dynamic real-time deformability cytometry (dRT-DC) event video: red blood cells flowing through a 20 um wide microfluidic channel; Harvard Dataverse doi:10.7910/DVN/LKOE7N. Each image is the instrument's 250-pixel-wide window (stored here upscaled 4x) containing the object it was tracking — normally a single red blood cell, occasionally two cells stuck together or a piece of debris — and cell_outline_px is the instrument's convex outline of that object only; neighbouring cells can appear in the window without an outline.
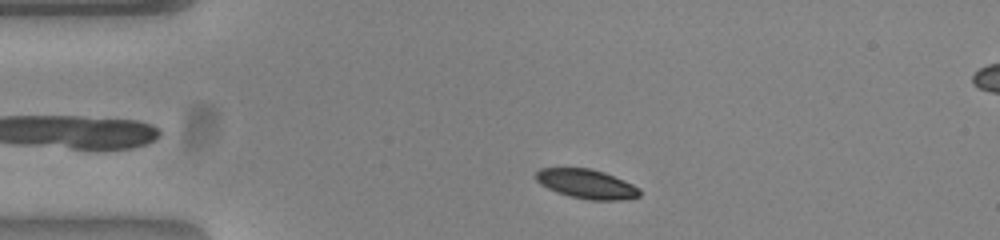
{"species": "common noctule bat (a hibernating species)", "species_latin": "Nyctalus noctula", "temperature_condition": "warm", "stored_images_in_passage": 47, "segment_of_instrument_passage": [1, 2], "camera_frame_rate_fps": 3000, "um_per_image_px": 0.085, "animal": {"sex": "female", "body_mass_g": 23.0, "forearm_length_mm": 53.4}, "frame": {"image": 1, "passage_image": 4, "time_ms": 1.0, "image_size_px": [1000, 240], "cell_outline_px": [[640, 196], [620, 200], [592, 200], [568, 196], [556, 192], [540, 184], [536, 180], [536, 172], [540, 168], [592, 168], [604, 172], [632, 184], [640, 188]], "centroid_in_image_um": [49.85, 15.63], "position_along_channel_um": 35.2, "area_um2": 17.69}}
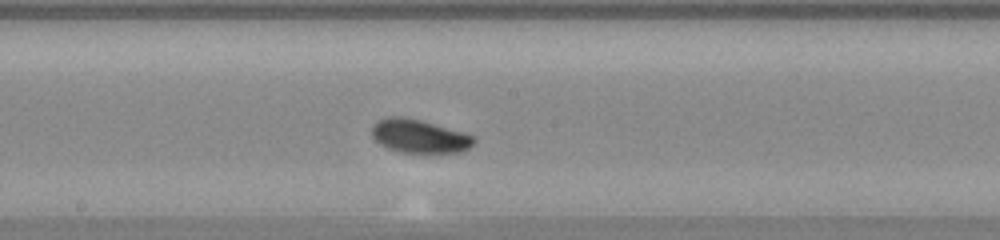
{"frame": {"image": 2, "passage_image": 21, "time_ms": 6.667, "image_size_px": [1000, 240], "cell_outline_px": [[476, 140], [468, 148], [460, 152], [428, 156], [400, 152], [388, 148], [380, 144], [372, 136], [372, 124], [376, 120], [388, 116], [400, 116], [420, 120], [476, 136]], "centroid_in_image_um": [35.64, 11.62], "position_along_channel_um": 212.6, "area_um2": 20.63}}
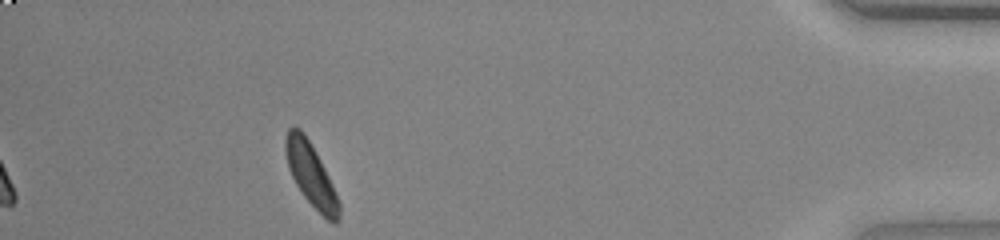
{"frame": {"image": 3, "passage_image": 41, "time_ms": 13.333, "image_size_px": [1000, 240], "cell_outline_px": [[340, 220], [336, 224], [332, 224], [304, 196], [296, 184], [288, 168], [284, 152], [284, 140], [288, 128], [292, 124], [300, 128], [304, 132], [316, 152], [332, 184], [340, 204]], "centroid_in_image_um": [26.4, 14.8], "position_along_channel_um": 408.8, "area_um2": 19.65}}